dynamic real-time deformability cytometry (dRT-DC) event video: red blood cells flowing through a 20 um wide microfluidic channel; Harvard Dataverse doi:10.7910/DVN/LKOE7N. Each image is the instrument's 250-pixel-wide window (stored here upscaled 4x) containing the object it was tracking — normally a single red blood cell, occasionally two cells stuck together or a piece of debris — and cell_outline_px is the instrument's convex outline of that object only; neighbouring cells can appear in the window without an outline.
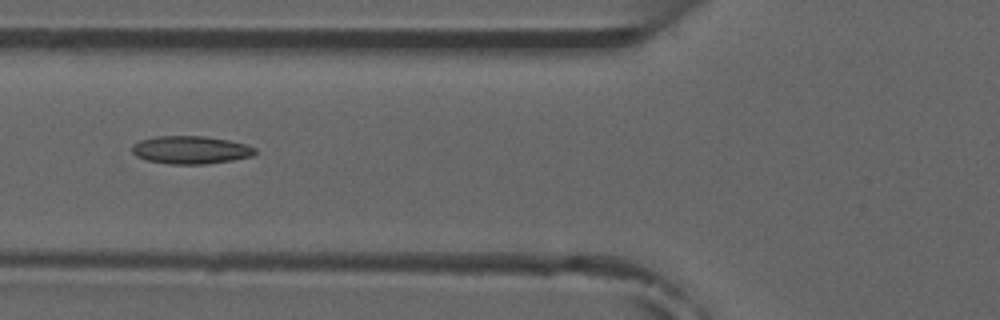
{"species": "common noctule bat (a hibernating species)", "species_latin": "Nyctalus noctula", "temperature_condition": "room temperature", "stored_images_in_passage": 6, "camera_frame_rate_fps": 3000, "um_per_image_px": 0.085, "animal": {"sex": "male", "forearm_length_mm": 52.5}, "frame": {"image": 1, "passage_image": 6, "time_ms": 5.667, "image_size_px": [1000, 320], "cell_outline_px": [[256, 152], [252, 156], [232, 160], [208, 164], [172, 164], [144, 160], [136, 156], [132, 152], [132, 144], [140, 140], [156, 136], [204, 136], [228, 140], [244, 144], [256, 148]], "centroid_in_image_um": [16.18, 12.74], "position_along_channel_um": 109.6, "area_um2": 20.06}}